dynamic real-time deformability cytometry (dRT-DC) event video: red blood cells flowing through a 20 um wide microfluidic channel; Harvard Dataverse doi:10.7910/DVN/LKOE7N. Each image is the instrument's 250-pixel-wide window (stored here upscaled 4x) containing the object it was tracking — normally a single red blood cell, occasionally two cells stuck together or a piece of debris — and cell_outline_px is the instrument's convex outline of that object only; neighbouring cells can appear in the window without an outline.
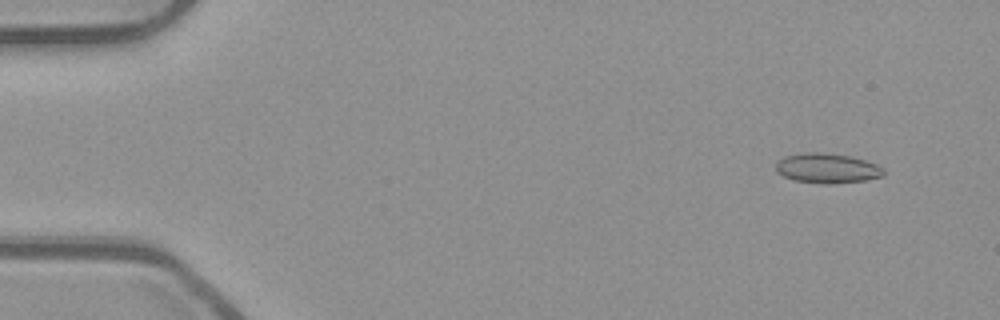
{"species": "common noctule bat (a hibernating species)", "species_latin": "Nyctalus noctula", "temperature_condition": "room temperature", "stored_images_in_passage": 53, "camera_frame_rate_fps": 3000, "um_per_image_px": 0.085, "animal": {"sex": "male", "body_mass_g": 23.1, "forearm_length_mm": 52.7}, "frame": {"image": 1, "passage_image": 5, "time_ms": 1.333, "image_size_px": [1000, 320], "cell_outline_px": [[884, 176], [864, 180], [824, 184], [796, 180], [784, 176], [776, 172], [776, 164], [784, 156], [804, 152], [820, 152], [852, 156], [876, 164], [884, 168]], "centroid_in_image_um": [70.31, 14.29], "position_along_channel_um": 14.7, "area_um2": 18.61}}
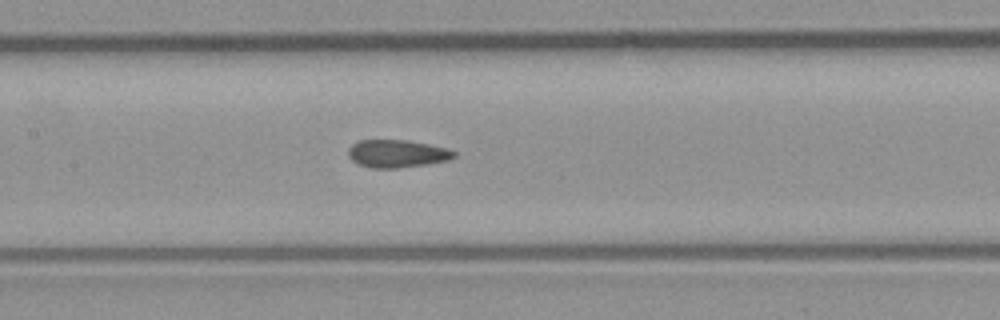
{"frame": {"image": 2, "passage_image": 26, "time_ms": 8.333, "image_size_px": [1000, 320], "cell_outline_px": [[456, 156], [448, 160], [428, 164], [396, 168], [372, 168], [360, 164], [352, 160], [348, 156], [348, 148], [352, 144], [360, 140], [408, 140], [428, 144], [444, 148], [456, 152]], "centroid_in_image_um": [33.73, 13.06], "position_along_channel_um": 173.7, "area_um2": 16.99}}
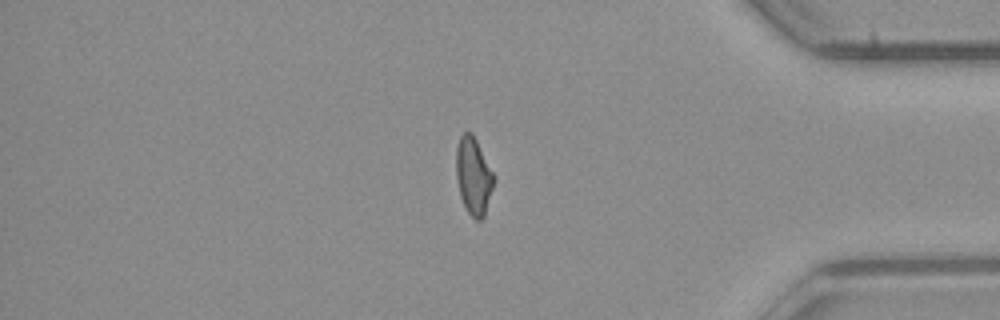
{"frame": {"image": 3, "passage_image": 45, "time_ms": 14.667, "image_size_px": [1000, 320], "cell_outline_px": [[496, 176], [484, 216], [480, 220], [476, 220], [468, 212], [460, 196], [456, 176], [456, 148], [460, 136], [464, 132], [472, 132]], "centroid_in_image_um": [40.25, 14.93], "position_along_channel_um": 394.9, "area_um2": 16.99}}